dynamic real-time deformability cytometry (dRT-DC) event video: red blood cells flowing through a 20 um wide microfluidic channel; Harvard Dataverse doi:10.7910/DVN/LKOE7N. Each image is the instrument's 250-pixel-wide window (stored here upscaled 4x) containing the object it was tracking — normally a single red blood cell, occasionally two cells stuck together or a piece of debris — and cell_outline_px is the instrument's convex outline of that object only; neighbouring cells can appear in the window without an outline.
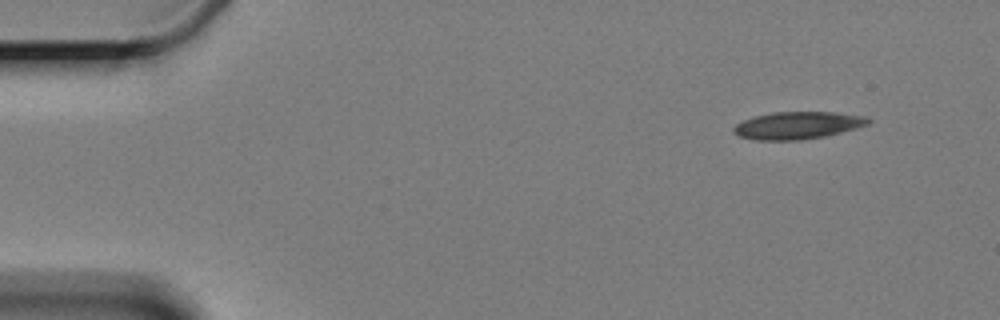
{"species": "Egyptian fruit bat (a non-hibernating species)", "species_latin": "Rousettus aegyptiacus", "temperature_condition": "cold", "stored_images_in_passage": 5, "camera_frame_rate_fps": 3000, "um_per_image_px": 0.085, "animal": {"sex": "female"}, "frame": {"image": 1, "passage_image": 1, "time_ms": 0.0, "image_size_px": [1000, 320], "cell_outline_px": [[872, 120], [868, 124], [856, 128], [824, 136], [800, 140], [756, 140], [740, 136], [732, 132], [732, 128], [736, 124], [744, 120], [756, 116], [772, 112], [832, 112], [864, 116]], "centroid_in_image_um": [67.77, 10.65], "position_along_channel_um": 17.2, "area_um2": 21.27}}